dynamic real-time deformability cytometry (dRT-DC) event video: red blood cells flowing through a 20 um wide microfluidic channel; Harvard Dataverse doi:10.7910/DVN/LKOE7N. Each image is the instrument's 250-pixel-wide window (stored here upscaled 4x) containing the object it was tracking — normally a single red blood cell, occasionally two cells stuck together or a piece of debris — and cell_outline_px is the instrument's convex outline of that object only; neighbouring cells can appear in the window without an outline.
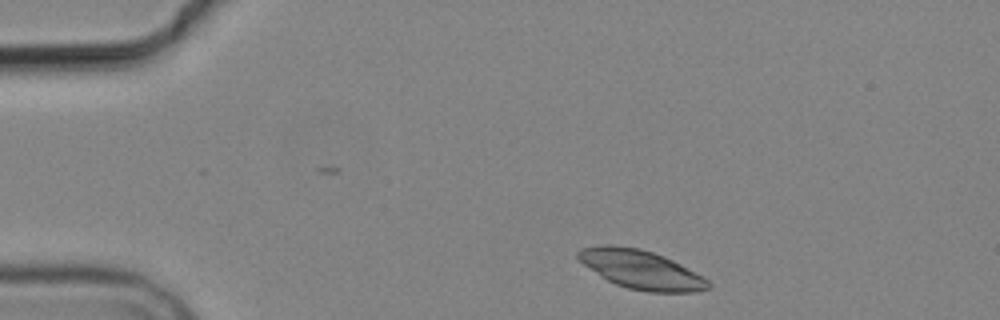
{"species": "common noctule bat (a hibernating species)", "species_latin": "Nyctalus noctula", "temperature_condition": "cold", "stored_images_in_passage": 4, "camera_frame_rate_fps": 3000, "um_per_image_px": 0.085, "animal": {"sex": "male", "body_mass_g": 19.2, "forearm_length_mm": 51.8}, "frame": {"image": 1, "passage_image": 1, "time_ms": 0.0, "image_size_px": [1000, 320], "cell_outline_px": [[712, 284], [708, 288], [696, 292], [648, 292], [628, 288], [616, 284], [600, 276], [584, 264], [576, 256], [576, 252], [580, 248], [604, 244], [612, 244], [640, 248], [664, 256], [704, 276]], "centroid_in_image_um": [54.49, 22.9], "position_along_channel_um": 30.5, "area_um2": 29.48}}